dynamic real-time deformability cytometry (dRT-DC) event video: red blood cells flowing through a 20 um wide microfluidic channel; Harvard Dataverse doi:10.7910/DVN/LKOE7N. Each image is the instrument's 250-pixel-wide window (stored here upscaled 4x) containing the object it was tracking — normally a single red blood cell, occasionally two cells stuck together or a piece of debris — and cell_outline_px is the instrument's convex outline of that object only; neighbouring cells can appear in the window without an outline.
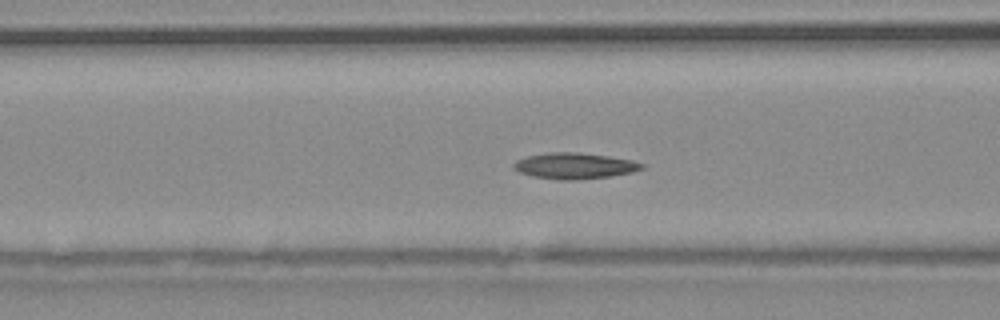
{"species": "common noctule bat (a hibernating species)", "species_latin": "Nyctalus noctula", "temperature_condition": "warm", "stored_images_in_passage": 55, "camera_frame_rate_fps": 3000, "um_per_image_px": 0.085, "animal": {"sex": "male", "body_mass_g": 20.4}, "frame": {"image": 1, "passage_image": 22, "time_ms": 7.0, "image_size_px": [1000, 320], "cell_outline_px": [[644, 168], [632, 172], [608, 176], [576, 180], [556, 180], [532, 176], [520, 172], [512, 168], [512, 164], [516, 160], [528, 156], [548, 152], [580, 152], [608, 156], [632, 160], [644, 164]], "centroid_in_image_um": [48.8, 14.09], "position_along_channel_um": 117.8, "area_um2": 19.48}}
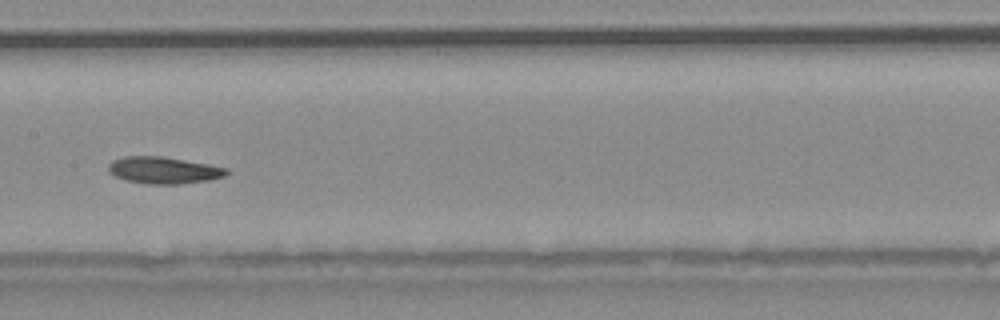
{"frame": {"image": 2, "passage_image": 28, "time_ms": 9.0, "image_size_px": [1000, 320], "cell_outline_px": [[228, 172], [224, 176], [208, 180], [180, 184], [148, 184], [128, 180], [116, 176], [108, 172], [108, 164], [112, 160], [124, 156], [160, 156], [208, 164], [228, 168]], "centroid_in_image_um": [13.89, 14.46], "position_along_channel_um": 193.5, "area_um2": 18.32}}
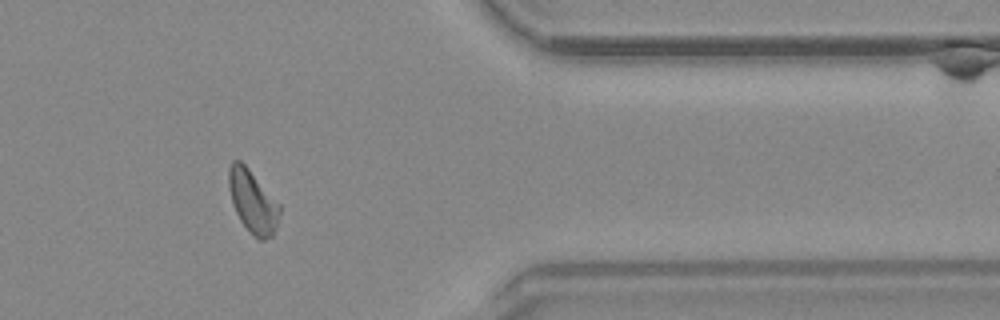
{"frame": {"image": 3, "passage_image": 45, "time_ms": 14.667, "image_size_px": [1000, 320], "cell_outline_px": [[280, 212], [276, 228], [272, 236], [264, 240], [260, 240], [240, 220], [232, 204], [228, 188], [228, 168], [232, 160], [240, 160], [248, 168], [280, 204]], "centroid_in_image_um": [21.47, 17.1], "position_along_channel_um": 389.9, "area_um2": 18.44}, "authors_computed_cell_mechanics": {"area_um2": 18.7272, "velocity_mm_per_s": 3.7856, "shape_relaxation_time_tau1_ms": 9.0576, "shape_relaxation_time_tau2_ms": null, "deformation_change_tau1": 0.1646, "deformation_change_tau2": null}}